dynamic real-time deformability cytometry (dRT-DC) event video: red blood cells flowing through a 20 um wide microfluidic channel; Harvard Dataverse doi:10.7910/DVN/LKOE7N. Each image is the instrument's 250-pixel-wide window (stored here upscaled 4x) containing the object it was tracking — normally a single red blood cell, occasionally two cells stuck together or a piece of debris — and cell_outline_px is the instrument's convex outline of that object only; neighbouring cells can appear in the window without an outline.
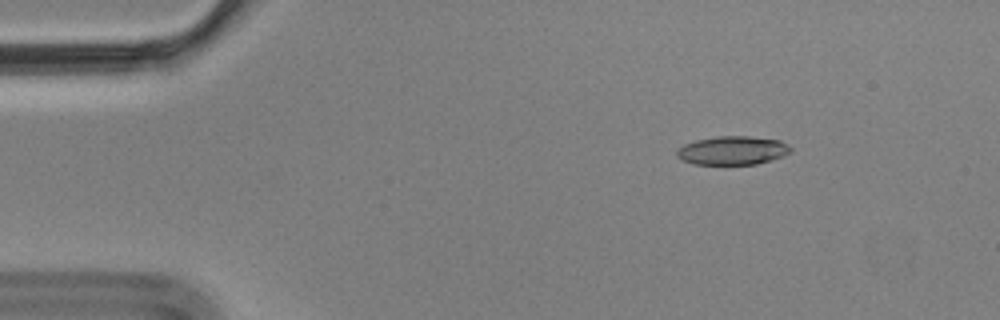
{"species": "Egyptian fruit bat (a non-hibernating species)", "species_latin": "Rousettus aegyptiacus", "temperature_condition": "cold", "stored_images_in_passage": 4, "camera_frame_rate_fps": 3000, "um_per_image_px": 0.085, "animal": {"sex": "male"}, "frame": {"image": 1, "passage_image": 2, "time_ms": 0.333, "image_size_px": [1000, 320], "cell_outline_px": [[792, 152], [756, 164], [692, 164], [680, 160], [676, 156], [676, 152], [684, 144], [696, 140], [716, 136], [748, 136], [780, 140], [792, 148]], "centroid_in_image_um": [62.23, 12.78], "position_along_channel_um": 22.8, "area_um2": 18.9}}